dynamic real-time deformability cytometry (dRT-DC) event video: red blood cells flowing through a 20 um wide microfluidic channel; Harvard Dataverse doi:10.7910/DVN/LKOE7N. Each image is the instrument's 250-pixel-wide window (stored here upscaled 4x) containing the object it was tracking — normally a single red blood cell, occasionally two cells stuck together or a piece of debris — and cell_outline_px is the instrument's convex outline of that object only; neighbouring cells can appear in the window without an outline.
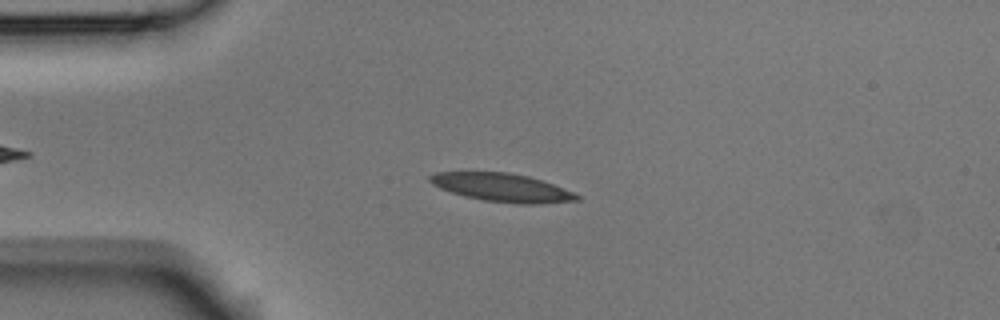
{"species": "Egyptian fruit bat (a non-hibernating species)", "species_latin": "Rousettus aegyptiacus", "temperature_condition": "room temperature", "stored_images_in_passage": 5, "camera_frame_rate_fps": 3000, "um_per_image_px": 0.085, "animal": {"sex": "male"}, "frame": {"image": 1, "passage_image": 4, "time_ms": 1.0, "image_size_px": [1000, 320], "cell_outline_px": [[580, 200], [536, 204], [516, 204], [484, 200], [464, 196], [440, 188], [432, 184], [428, 180], [428, 176], [436, 172], [508, 172], [528, 176], [552, 184], [572, 192], [580, 196]], "centroid_in_image_um": [42.64, 15.94], "position_along_channel_um": 42.4, "area_um2": 24.04}}